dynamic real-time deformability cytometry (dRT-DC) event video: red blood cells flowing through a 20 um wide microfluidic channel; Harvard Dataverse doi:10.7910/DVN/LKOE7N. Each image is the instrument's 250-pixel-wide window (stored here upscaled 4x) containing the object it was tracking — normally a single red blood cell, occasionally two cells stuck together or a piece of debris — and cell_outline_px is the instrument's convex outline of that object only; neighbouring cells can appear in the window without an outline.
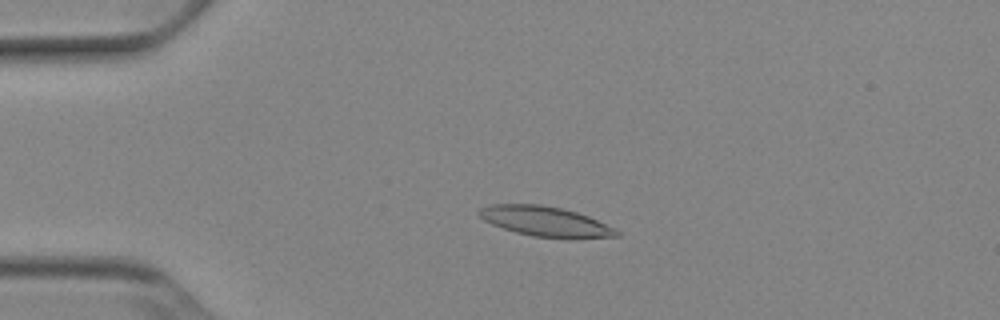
{"species": "Egyptian fruit bat (a non-hibernating species)", "species_latin": "Rousettus aegyptiacus", "temperature_condition": "cold", "stored_images_in_passage": 53, "camera_frame_rate_fps": 3000, "um_per_image_px": 0.085, "animal": {"sex": "female"}, "frame": {"image": 1, "passage_image": 13, "time_ms": 4.0, "image_size_px": [1000, 320], "cell_outline_px": [[620, 236], [568, 240], [532, 236], [516, 232], [492, 224], [484, 220], [476, 212], [480, 208], [488, 204], [540, 204], [560, 208], [576, 212], [588, 216], [616, 228], [620, 232]], "centroid_in_image_um": [46.4, 18.84], "position_along_channel_um": 38.6, "area_um2": 24.45}}
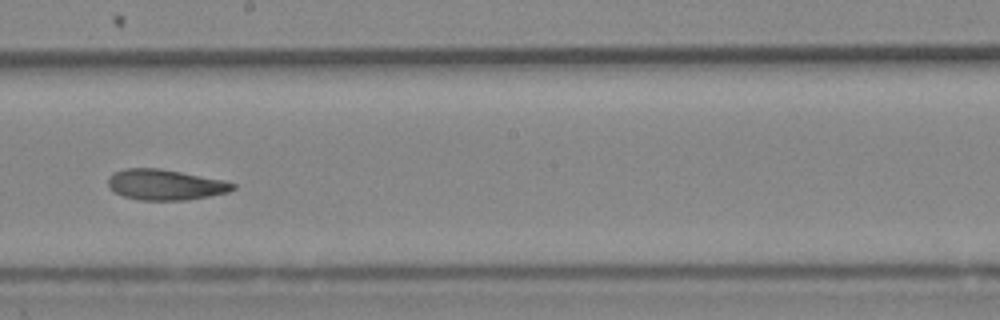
{"frame": {"image": 2, "passage_image": 31, "time_ms": 10.0, "image_size_px": [1000, 320], "cell_outline_px": [[236, 188], [228, 192], [188, 200], [140, 200], [124, 196], [112, 192], [108, 188], [108, 176], [112, 172], [124, 168], [160, 168], [220, 180], [236, 184]], "centroid_in_image_um": [13.97, 15.7], "position_along_channel_um": 234.2, "area_um2": 22.25}}
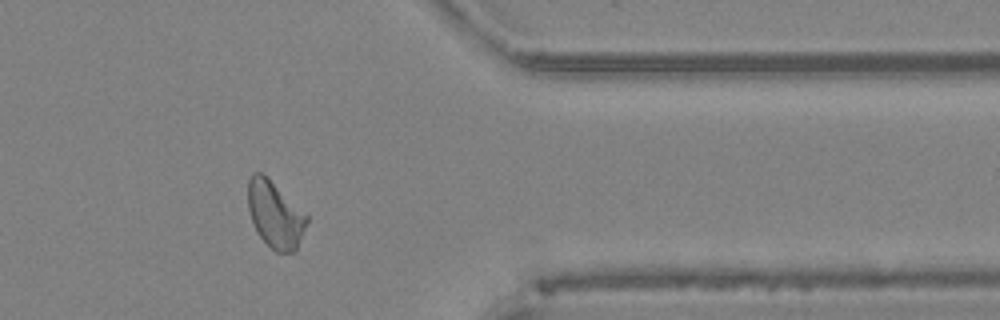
{"frame": {"image": 3, "passage_image": 44, "time_ms": 14.333, "image_size_px": [1000, 320], "cell_outline_px": [[308, 220], [296, 248], [292, 252], [276, 252], [260, 236], [252, 220], [248, 208], [248, 180], [252, 172], [260, 172], [308, 216]], "centroid_in_image_um": [23.36, 18.24], "position_along_channel_um": 388.0, "area_um2": 21.91}, "authors_computed_cell_mechanics": {"area_um2": 23.2934, "velocity_mm_per_s": 3.8766, "shape_relaxation_time_tau1_ms": null, "shape_relaxation_time_tau2_ms": 5.2548, "deformation_change_tau1": null, "deformation_change_tau2": 0.1283}}